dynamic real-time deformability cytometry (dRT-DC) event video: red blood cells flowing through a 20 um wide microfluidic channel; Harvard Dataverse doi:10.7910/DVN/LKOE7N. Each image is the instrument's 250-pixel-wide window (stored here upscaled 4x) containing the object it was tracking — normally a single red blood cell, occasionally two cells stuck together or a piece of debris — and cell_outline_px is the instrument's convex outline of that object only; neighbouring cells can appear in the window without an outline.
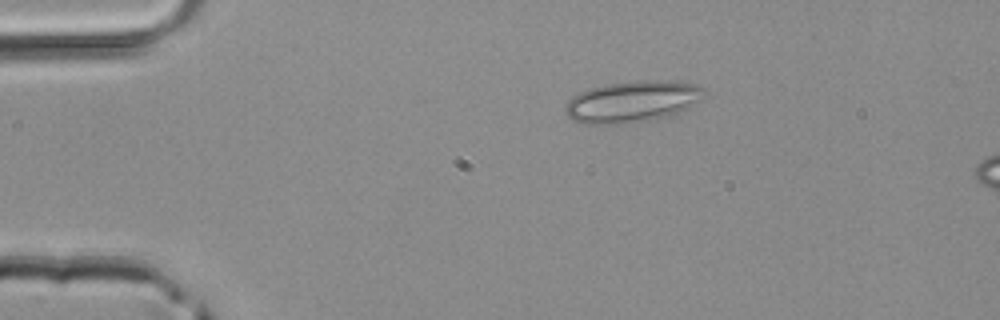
{"species": "common noctule bat (a hibernating species)", "species_latin": "Nyctalus noctula", "temperature_condition": "room temperature", "stored_images_in_passage": 3, "camera_frame_rate_fps": 3000, "um_per_image_px": 0.085, "animal": {"sex": "male", "body_mass_g": 20.4}, "frame": {"image": 1, "passage_image": 1, "time_ms": 0.0, "image_size_px": [1000, 320], "cell_outline_px": [[704, 96], [700, 100], [688, 108], [668, 116], [656, 120], [616, 124], [580, 124], [572, 120], [564, 112], [564, 108], [568, 100], [572, 96], [588, 88], [608, 84], [640, 80], [664, 80], [696, 84], [704, 88]], "centroid_in_image_um": [53.72, 8.65], "position_along_channel_um": 31.3, "area_um2": 33.87}}